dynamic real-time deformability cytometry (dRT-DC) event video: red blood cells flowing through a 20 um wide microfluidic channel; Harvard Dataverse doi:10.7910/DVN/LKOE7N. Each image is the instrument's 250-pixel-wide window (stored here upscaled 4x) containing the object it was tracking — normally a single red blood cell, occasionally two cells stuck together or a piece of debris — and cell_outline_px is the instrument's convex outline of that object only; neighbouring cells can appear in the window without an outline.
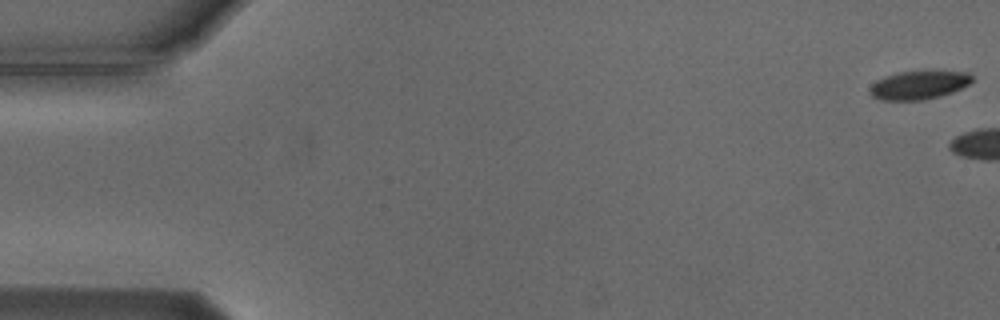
{"species": "Egyptian fruit bat (a non-hibernating species)", "species_latin": "Rousettus aegyptiacus", "temperature_condition": "cold", "stored_images_in_passage": 7, "camera_frame_rate_fps": 3000, "um_per_image_px": 0.085, "animal": {"sex": "male"}, "frame": {"image": 1, "passage_image": 1, "time_ms": 0.0, "image_size_px": [1000, 320], "cell_outline_px": [[972, 80], [968, 84], [952, 92], [940, 96], [924, 100], [880, 100], [872, 96], [868, 92], [872, 84], [876, 80], [884, 76], [896, 72], [920, 68], [924, 68], [968, 72], [972, 76]], "centroid_in_image_um": [78.09, 7.17], "position_along_channel_um": 6.9, "area_um2": 17.86}}